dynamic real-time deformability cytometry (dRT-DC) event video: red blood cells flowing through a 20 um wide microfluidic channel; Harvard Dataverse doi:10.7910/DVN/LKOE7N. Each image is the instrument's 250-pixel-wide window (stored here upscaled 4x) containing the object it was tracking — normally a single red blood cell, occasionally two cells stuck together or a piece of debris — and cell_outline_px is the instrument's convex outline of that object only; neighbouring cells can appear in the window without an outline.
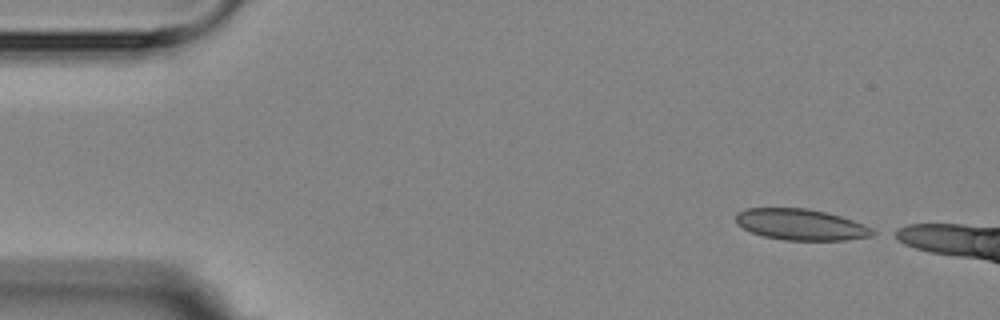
{"species": "Egyptian fruit bat (a non-hibernating species)", "species_latin": "Rousettus aegyptiacus", "temperature_condition": "room temperature", "stored_images_in_passage": 5, "camera_frame_rate_fps": 3000, "um_per_image_px": 0.085, "animal": {"sex": "female"}, "frame": {"image": 1, "passage_image": 1, "time_ms": 0.0, "image_size_px": [1000, 320], "cell_outline_px": [[880, 232], [872, 236], [844, 240], [784, 240], [764, 236], [752, 232], [736, 224], [736, 212], [748, 208], [808, 208], [840, 216], [852, 220], [872, 228]], "centroid_in_image_um": [68.09, 19.09], "position_along_channel_um": 16.9, "area_um2": 24.8}}
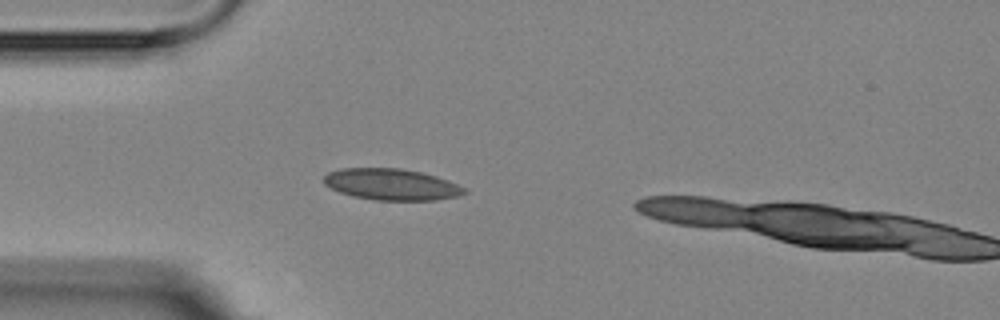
{"frame": {"image": 2, "passage_image": 4, "time_ms": 3.333, "image_size_px": [1000, 320], "cell_outline_px": [[468, 192], [460, 196], [436, 200], [376, 200], [352, 196], [340, 192], [324, 184], [324, 176], [328, 172], [340, 168], [400, 168], [420, 172], [436, 176], [448, 180], [464, 188]], "centroid_in_image_um": [33.28, 15.67], "position_along_channel_um": 51.7, "area_um2": 25.66}}